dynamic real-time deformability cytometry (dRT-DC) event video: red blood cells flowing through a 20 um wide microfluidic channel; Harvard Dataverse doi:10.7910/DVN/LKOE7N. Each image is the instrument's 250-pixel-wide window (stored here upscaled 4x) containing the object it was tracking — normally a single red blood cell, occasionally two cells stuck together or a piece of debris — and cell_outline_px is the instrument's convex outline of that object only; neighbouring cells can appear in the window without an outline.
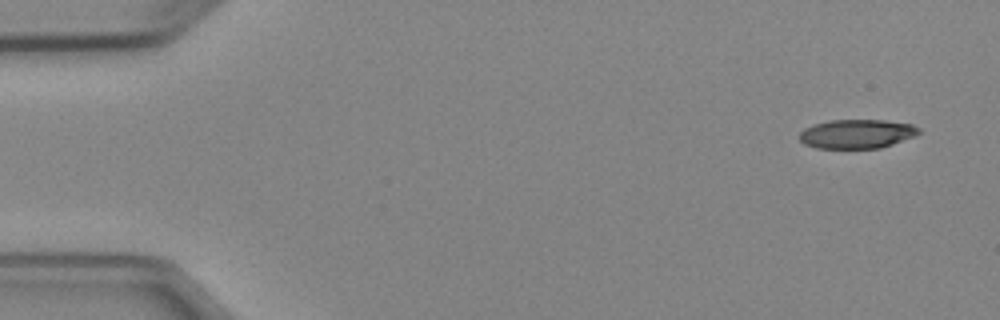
{"species": "Egyptian fruit bat (a non-hibernating species)", "species_latin": "Rousettus aegyptiacus", "temperature_condition": "cold", "stored_images_in_passage": 6, "camera_frame_rate_fps": 3000, "um_per_image_px": 0.085, "animal": {"sex": "female"}, "frame": {"image": 1, "passage_image": 1, "time_ms": 0.0, "image_size_px": [1000, 320], "cell_outline_px": [[920, 132], [912, 136], [892, 144], [880, 148], [816, 148], [804, 144], [800, 140], [800, 132], [804, 128], [812, 124], [828, 120], [884, 120], [912, 124], [920, 128]], "centroid_in_image_um": [72.79, 11.37], "position_along_channel_um": 12.2, "area_um2": 20.17}}
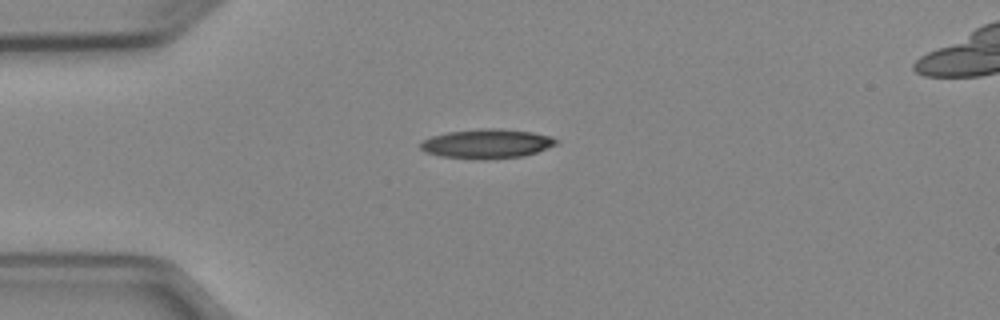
{"frame": {"image": 2, "passage_image": 3, "time_ms": 3.333, "image_size_px": [1000, 320], "cell_outline_px": [[560, 140], [556, 144], [536, 152], [524, 156], [488, 160], [476, 160], [440, 156], [424, 152], [420, 148], [420, 144], [424, 140], [432, 136], [448, 132], [480, 128], [500, 128], [532, 132], [552, 136]], "centroid_in_image_um": [41.39, 12.22], "position_along_channel_um": 43.6, "area_um2": 23.52}}